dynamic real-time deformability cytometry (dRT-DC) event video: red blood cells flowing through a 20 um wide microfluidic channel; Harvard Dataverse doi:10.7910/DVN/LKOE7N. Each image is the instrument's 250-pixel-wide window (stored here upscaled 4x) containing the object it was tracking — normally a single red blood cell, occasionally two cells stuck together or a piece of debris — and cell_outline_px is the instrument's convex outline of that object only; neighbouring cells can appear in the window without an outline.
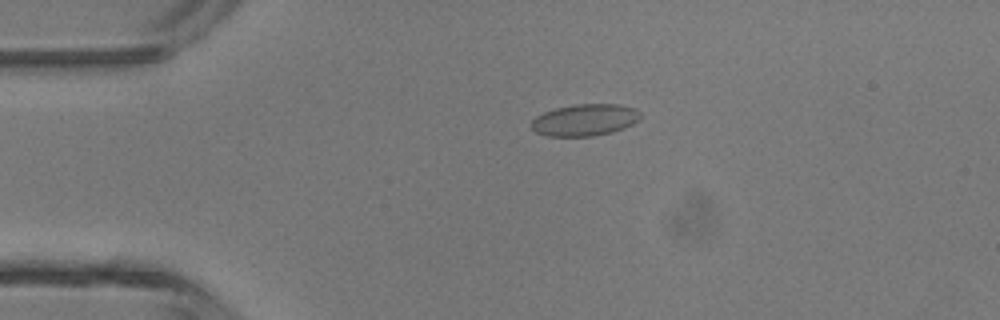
{"species": "common noctule bat (a hibernating species)", "species_latin": "Nyctalus noctula", "temperature_condition": "room temperature", "stored_images_in_passage": 2, "camera_frame_rate_fps": 3000, "um_per_image_px": 0.085, "animal": {"sex": "male", "body_mass_g": 13.3}, "frame": {"image": 1, "passage_image": 1, "time_ms": 0.0, "image_size_px": [1000, 320], "cell_outline_px": [[640, 120], [624, 128], [612, 132], [592, 136], [548, 136], [536, 132], [532, 128], [532, 120], [536, 116], [544, 112], [556, 108], [576, 104], [616, 104], [636, 108], [640, 112]], "centroid_in_image_um": [49.73, 10.19], "position_along_channel_um": 35.3, "area_um2": 20.17}}